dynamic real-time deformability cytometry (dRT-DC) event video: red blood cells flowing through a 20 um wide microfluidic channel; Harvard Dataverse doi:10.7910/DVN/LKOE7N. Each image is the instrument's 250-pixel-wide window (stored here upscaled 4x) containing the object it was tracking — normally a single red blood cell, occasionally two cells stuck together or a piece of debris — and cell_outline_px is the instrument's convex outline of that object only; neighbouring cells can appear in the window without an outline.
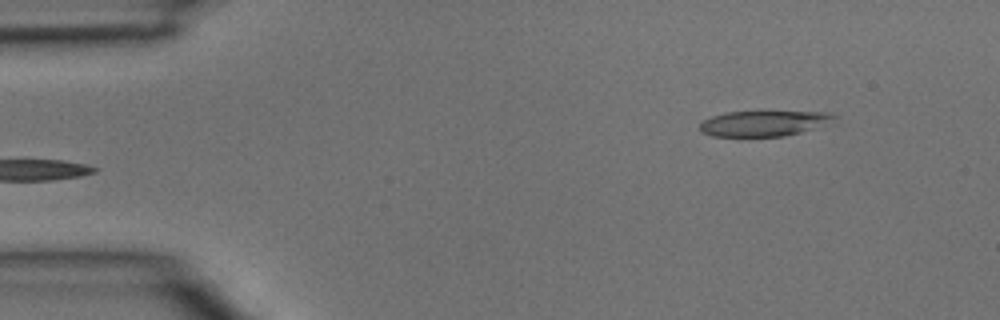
{"species": "common noctule bat (a hibernating species)", "species_latin": "Nyctalus noctula", "temperature_condition": "room temperature", "stored_images_in_passage": 3, "segment_of_instrument_passage": [2, 2], "camera_frame_rate_fps": 3000, "um_per_image_px": 0.085, "animal": {"sex": "male", "body_mass_g": 15.6}, "frame": {"image": 1, "passage_image": 3, "time_ms": 0.667, "image_size_px": [1000, 320], "cell_outline_px": [[836, 124], [784, 136], [712, 136], [704, 132], [700, 128], [700, 124], [704, 120], [712, 116], [728, 112], [828, 112], [836, 116]], "centroid_in_image_um": [65.06, 10.49], "position_along_channel_um": 19.9, "area_um2": 20.06}}